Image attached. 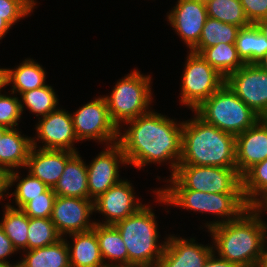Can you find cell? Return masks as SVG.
Returning <instances> with one entry per match:
<instances>
[{
  "instance_id": "cell-10",
  "label": "cell",
  "mask_w": 267,
  "mask_h": 267,
  "mask_svg": "<svg viewBox=\"0 0 267 267\" xmlns=\"http://www.w3.org/2000/svg\"><path fill=\"white\" fill-rule=\"evenodd\" d=\"M71 114L79 141L98 140L112 145L118 142L119 129L112 122L105 97H97Z\"/></svg>"
},
{
  "instance_id": "cell-2",
  "label": "cell",
  "mask_w": 267,
  "mask_h": 267,
  "mask_svg": "<svg viewBox=\"0 0 267 267\" xmlns=\"http://www.w3.org/2000/svg\"><path fill=\"white\" fill-rule=\"evenodd\" d=\"M261 217L250 206L237 219L209 228L214 253L239 267H255L267 243V223Z\"/></svg>"
},
{
  "instance_id": "cell-24",
  "label": "cell",
  "mask_w": 267,
  "mask_h": 267,
  "mask_svg": "<svg viewBox=\"0 0 267 267\" xmlns=\"http://www.w3.org/2000/svg\"><path fill=\"white\" fill-rule=\"evenodd\" d=\"M46 71L33 59H25L17 68L5 69V85L13 84L11 94L37 89L46 85Z\"/></svg>"
},
{
  "instance_id": "cell-14",
  "label": "cell",
  "mask_w": 267,
  "mask_h": 267,
  "mask_svg": "<svg viewBox=\"0 0 267 267\" xmlns=\"http://www.w3.org/2000/svg\"><path fill=\"white\" fill-rule=\"evenodd\" d=\"M94 212V201L77 197L57 196L54 202L51 221L58 233L67 234L86 232L93 229L95 222L90 221Z\"/></svg>"
},
{
  "instance_id": "cell-16",
  "label": "cell",
  "mask_w": 267,
  "mask_h": 267,
  "mask_svg": "<svg viewBox=\"0 0 267 267\" xmlns=\"http://www.w3.org/2000/svg\"><path fill=\"white\" fill-rule=\"evenodd\" d=\"M207 17L204 0H178L167 15L173 30L190 50L199 42Z\"/></svg>"
},
{
  "instance_id": "cell-40",
  "label": "cell",
  "mask_w": 267,
  "mask_h": 267,
  "mask_svg": "<svg viewBox=\"0 0 267 267\" xmlns=\"http://www.w3.org/2000/svg\"><path fill=\"white\" fill-rule=\"evenodd\" d=\"M203 267H239V266L223 258H220V257L218 258V256H215V253L213 252L209 256L208 260L203 265Z\"/></svg>"
},
{
  "instance_id": "cell-17",
  "label": "cell",
  "mask_w": 267,
  "mask_h": 267,
  "mask_svg": "<svg viewBox=\"0 0 267 267\" xmlns=\"http://www.w3.org/2000/svg\"><path fill=\"white\" fill-rule=\"evenodd\" d=\"M194 238L169 235L158 267H203L214 252L213 245H203Z\"/></svg>"
},
{
  "instance_id": "cell-23",
  "label": "cell",
  "mask_w": 267,
  "mask_h": 267,
  "mask_svg": "<svg viewBox=\"0 0 267 267\" xmlns=\"http://www.w3.org/2000/svg\"><path fill=\"white\" fill-rule=\"evenodd\" d=\"M93 230L96 232L99 248L106 267H119L128 265V252L121 234L114 225L95 223ZM111 262L107 264L105 262Z\"/></svg>"
},
{
  "instance_id": "cell-5",
  "label": "cell",
  "mask_w": 267,
  "mask_h": 267,
  "mask_svg": "<svg viewBox=\"0 0 267 267\" xmlns=\"http://www.w3.org/2000/svg\"><path fill=\"white\" fill-rule=\"evenodd\" d=\"M157 201L174 205L186 210L212 213L222 219L205 223L208 229L228 221L237 219L250 206L243 193H209L186 188H159L154 191Z\"/></svg>"
},
{
  "instance_id": "cell-18",
  "label": "cell",
  "mask_w": 267,
  "mask_h": 267,
  "mask_svg": "<svg viewBox=\"0 0 267 267\" xmlns=\"http://www.w3.org/2000/svg\"><path fill=\"white\" fill-rule=\"evenodd\" d=\"M267 159V118L236 136V170L242 177L251 167Z\"/></svg>"
},
{
  "instance_id": "cell-9",
  "label": "cell",
  "mask_w": 267,
  "mask_h": 267,
  "mask_svg": "<svg viewBox=\"0 0 267 267\" xmlns=\"http://www.w3.org/2000/svg\"><path fill=\"white\" fill-rule=\"evenodd\" d=\"M189 52L181 79L180 101L194 112L225 83V78L200 54Z\"/></svg>"
},
{
  "instance_id": "cell-50",
  "label": "cell",
  "mask_w": 267,
  "mask_h": 267,
  "mask_svg": "<svg viewBox=\"0 0 267 267\" xmlns=\"http://www.w3.org/2000/svg\"><path fill=\"white\" fill-rule=\"evenodd\" d=\"M119 267H150L146 265H125V266H119Z\"/></svg>"
},
{
  "instance_id": "cell-34",
  "label": "cell",
  "mask_w": 267,
  "mask_h": 267,
  "mask_svg": "<svg viewBox=\"0 0 267 267\" xmlns=\"http://www.w3.org/2000/svg\"><path fill=\"white\" fill-rule=\"evenodd\" d=\"M27 236V250L51 245L62 238L51 218L29 217Z\"/></svg>"
},
{
  "instance_id": "cell-8",
  "label": "cell",
  "mask_w": 267,
  "mask_h": 267,
  "mask_svg": "<svg viewBox=\"0 0 267 267\" xmlns=\"http://www.w3.org/2000/svg\"><path fill=\"white\" fill-rule=\"evenodd\" d=\"M169 187L209 193H243L242 177L236 168L178 165L170 175Z\"/></svg>"
},
{
  "instance_id": "cell-28",
  "label": "cell",
  "mask_w": 267,
  "mask_h": 267,
  "mask_svg": "<svg viewBox=\"0 0 267 267\" xmlns=\"http://www.w3.org/2000/svg\"><path fill=\"white\" fill-rule=\"evenodd\" d=\"M3 219L0 226L3 228L6 236L11 240L14 247L19 250L27 251V231L29 226V217L21 210L6 204Z\"/></svg>"
},
{
  "instance_id": "cell-35",
  "label": "cell",
  "mask_w": 267,
  "mask_h": 267,
  "mask_svg": "<svg viewBox=\"0 0 267 267\" xmlns=\"http://www.w3.org/2000/svg\"><path fill=\"white\" fill-rule=\"evenodd\" d=\"M57 195L53 188L27 202L21 210L30 218H51L54 202Z\"/></svg>"
},
{
  "instance_id": "cell-47",
  "label": "cell",
  "mask_w": 267,
  "mask_h": 267,
  "mask_svg": "<svg viewBox=\"0 0 267 267\" xmlns=\"http://www.w3.org/2000/svg\"><path fill=\"white\" fill-rule=\"evenodd\" d=\"M264 71L267 72V53L264 57L257 63Z\"/></svg>"
},
{
  "instance_id": "cell-37",
  "label": "cell",
  "mask_w": 267,
  "mask_h": 267,
  "mask_svg": "<svg viewBox=\"0 0 267 267\" xmlns=\"http://www.w3.org/2000/svg\"><path fill=\"white\" fill-rule=\"evenodd\" d=\"M18 98L0 92V125L8 129L18 127V120L21 119V103Z\"/></svg>"
},
{
  "instance_id": "cell-19",
  "label": "cell",
  "mask_w": 267,
  "mask_h": 267,
  "mask_svg": "<svg viewBox=\"0 0 267 267\" xmlns=\"http://www.w3.org/2000/svg\"><path fill=\"white\" fill-rule=\"evenodd\" d=\"M75 154L66 150L32 147L25 168L48 188H54L63 174L67 161Z\"/></svg>"
},
{
  "instance_id": "cell-11",
  "label": "cell",
  "mask_w": 267,
  "mask_h": 267,
  "mask_svg": "<svg viewBox=\"0 0 267 267\" xmlns=\"http://www.w3.org/2000/svg\"><path fill=\"white\" fill-rule=\"evenodd\" d=\"M225 83L261 118H267V72L257 64H244Z\"/></svg>"
},
{
  "instance_id": "cell-7",
  "label": "cell",
  "mask_w": 267,
  "mask_h": 267,
  "mask_svg": "<svg viewBox=\"0 0 267 267\" xmlns=\"http://www.w3.org/2000/svg\"><path fill=\"white\" fill-rule=\"evenodd\" d=\"M150 75L141 74L138 69L118 81L110 96H104L112 122L121 129L122 123L148 113L152 103ZM121 124V125H120Z\"/></svg>"
},
{
  "instance_id": "cell-44",
  "label": "cell",
  "mask_w": 267,
  "mask_h": 267,
  "mask_svg": "<svg viewBox=\"0 0 267 267\" xmlns=\"http://www.w3.org/2000/svg\"><path fill=\"white\" fill-rule=\"evenodd\" d=\"M258 30L265 36L267 39V18L261 19L254 23Z\"/></svg>"
},
{
  "instance_id": "cell-6",
  "label": "cell",
  "mask_w": 267,
  "mask_h": 267,
  "mask_svg": "<svg viewBox=\"0 0 267 267\" xmlns=\"http://www.w3.org/2000/svg\"><path fill=\"white\" fill-rule=\"evenodd\" d=\"M194 111L206 123L235 137L261 119L226 83Z\"/></svg>"
},
{
  "instance_id": "cell-42",
  "label": "cell",
  "mask_w": 267,
  "mask_h": 267,
  "mask_svg": "<svg viewBox=\"0 0 267 267\" xmlns=\"http://www.w3.org/2000/svg\"><path fill=\"white\" fill-rule=\"evenodd\" d=\"M11 26L7 23V16L0 15V40L7 34Z\"/></svg>"
},
{
  "instance_id": "cell-39",
  "label": "cell",
  "mask_w": 267,
  "mask_h": 267,
  "mask_svg": "<svg viewBox=\"0 0 267 267\" xmlns=\"http://www.w3.org/2000/svg\"><path fill=\"white\" fill-rule=\"evenodd\" d=\"M17 253V249L12 244L11 240L4 233L3 228L0 226V263H8L7 257Z\"/></svg>"
},
{
  "instance_id": "cell-12",
  "label": "cell",
  "mask_w": 267,
  "mask_h": 267,
  "mask_svg": "<svg viewBox=\"0 0 267 267\" xmlns=\"http://www.w3.org/2000/svg\"><path fill=\"white\" fill-rule=\"evenodd\" d=\"M65 110L57 108L41 117L42 119L39 117V122L35 125L37 138H32L33 147H37V142L42 141L44 145L39 146V149L66 150L77 153L73 143L79 140L74 131L71 113Z\"/></svg>"
},
{
  "instance_id": "cell-3",
  "label": "cell",
  "mask_w": 267,
  "mask_h": 267,
  "mask_svg": "<svg viewBox=\"0 0 267 267\" xmlns=\"http://www.w3.org/2000/svg\"><path fill=\"white\" fill-rule=\"evenodd\" d=\"M183 121L178 165L236 168V137L206 123L196 113Z\"/></svg>"
},
{
  "instance_id": "cell-49",
  "label": "cell",
  "mask_w": 267,
  "mask_h": 267,
  "mask_svg": "<svg viewBox=\"0 0 267 267\" xmlns=\"http://www.w3.org/2000/svg\"><path fill=\"white\" fill-rule=\"evenodd\" d=\"M7 127L0 125V140L2 139L3 135L8 131Z\"/></svg>"
},
{
  "instance_id": "cell-46",
  "label": "cell",
  "mask_w": 267,
  "mask_h": 267,
  "mask_svg": "<svg viewBox=\"0 0 267 267\" xmlns=\"http://www.w3.org/2000/svg\"><path fill=\"white\" fill-rule=\"evenodd\" d=\"M5 86V68H0V90Z\"/></svg>"
},
{
  "instance_id": "cell-36",
  "label": "cell",
  "mask_w": 267,
  "mask_h": 267,
  "mask_svg": "<svg viewBox=\"0 0 267 267\" xmlns=\"http://www.w3.org/2000/svg\"><path fill=\"white\" fill-rule=\"evenodd\" d=\"M35 0H0V15L7 16V23L12 27L21 18L33 12Z\"/></svg>"
},
{
  "instance_id": "cell-15",
  "label": "cell",
  "mask_w": 267,
  "mask_h": 267,
  "mask_svg": "<svg viewBox=\"0 0 267 267\" xmlns=\"http://www.w3.org/2000/svg\"><path fill=\"white\" fill-rule=\"evenodd\" d=\"M132 183L121 180L94 200V212L105 216V221L95 222L103 225H114L136 213L144 204L135 200Z\"/></svg>"
},
{
  "instance_id": "cell-29",
  "label": "cell",
  "mask_w": 267,
  "mask_h": 267,
  "mask_svg": "<svg viewBox=\"0 0 267 267\" xmlns=\"http://www.w3.org/2000/svg\"><path fill=\"white\" fill-rule=\"evenodd\" d=\"M240 27L207 17L199 42L193 48H208L219 43L235 44Z\"/></svg>"
},
{
  "instance_id": "cell-1",
  "label": "cell",
  "mask_w": 267,
  "mask_h": 267,
  "mask_svg": "<svg viewBox=\"0 0 267 267\" xmlns=\"http://www.w3.org/2000/svg\"><path fill=\"white\" fill-rule=\"evenodd\" d=\"M128 129H119L118 144L122 147L128 165L141 169L148 163L168 162L171 175L181 159L183 122L150 111L129 120ZM162 162V163H161ZM171 162V163H170Z\"/></svg>"
},
{
  "instance_id": "cell-4",
  "label": "cell",
  "mask_w": 267,
  "mask_h": 267,
  "mask_svg": "<svg viewBox=\"0 0 267 267\" xmlns=\"http://www.w3.org/2000/svg\"><path fill=\"white\" fill-rule=\"evenodd\" d=\"M155 217L151 206L143 205L133 215L114 224L126 246L128 265L158 267L166 238L159 244Z\"/></svg>"
},
{
  "instance_id": "cell-31",
  "label": "cell",
  "mask_w": 267,
  "mask_h": 267,
  "mask_svg": "<svg viewBox=\"0 0 267 267\" xmlns=\"http://www.w3.org/2000/svg\"><path fill=\"white\" fill-rule=\"evenodd\" d=\"M208 17L240 28L251 23L248 21L240 0H205Z\"/></svg>"
},
{
  "instance_id": "cell-21",
  "label": "cell",
  "mask_w": 267,
  "mask_h": 267,
  "mask_svg": "<svg viewBox=\"0 0 267 267\" xmlns=\"http://www.w3.org/2000/svg\"><path fill=\"white\" fill-rule=\"evenodd\" d=\"M68 236L73 240L67 242L71 267H106L93 229Z\"/></svg>"
},
{
  "instance_id": "cell-41",
  "label": "cell",
  "mask_w": 267,
  "mask_h": 267,
  "mask_svg": "<svg viewBox=\"0 0 267 267\" xmlns=\"http://www.w3.org/2000/svg\"><path fill=\"white\" fill-rule=\"evenodd\" d=\"M7 189V173L0 167V199L3 200Z\"/></svg>"
},
{
  "instance_id": "cell-26",
  "label": "cell",
  "mask_w": 267,
  "mask_h": 267,
  "mask_svg": "<svg viewBox=\"0 0 267 267\" xmlns=\"http://www.w3.org/2000/svg\"><path fill=\"white\" fill-rule=\"evenodd\" d=\"M200 54L225 79L245 63L238 56L235 44L219 43L208 48H192Z\"/></svg>"
},
{
  "instance_id": "cell-25",
  "label": "cell",
  "mask_w": 267,
  "mask_h": 267,
  "mask_svg": "<svg viewBox=\"0 0 267 267\" xmlns=\"http://www.w3.org/2000/svg\"><path fill=\"white\" fill-rule=\"evenodd\" d=\"M26 252V253H24ZM23 267H71L67 238L45 247L23 251Z\"/></svg>"
},
{
  "instance_id": "cell-38",
  "label": "cell",
  "mask_w": 267,
  "mask_h": 267,
  "mask_svg": "<svg viewBox=\"0 0 267 267\" xmlns=\"http://www.w3.org/2000/svg\"><path fill=\"white\" fill-rule=\"evenodd\" d=\"M240 3L251 24L267 18V0H240Z\"/></svg>"
},
{
  "instance_id": "cell-22",
  "label": "cell",
  "mask_w": 267,
  "mask_h": 267,
  "mask_svg": "<svg viewBox=\"0 0 267 267\" xmlns=\"http://www.w3.org/2000/svg\"><path fill=\"white\" fill-rule=\"evenodd\" d=\"M32 147V137L21 135L17 128L9 129L0 140V167L6 173L25 168Z\"/></svg>"
},
{
  "instance_id": "cell-43",
  "label": "cell",
  "mask_w": 267,
  "mask_h": 267,
  "mask_svg": "<svg viewBox=\"0 0 267 267\" xmlns=\"http://www.w3.org/2000/svg\"><path fill=\"white\" fill-rule=\"evenodd\" d=\"M255 267H267V246L266 243L263 247L261 255Z\"/></svg>"
},
{
  "instance_id": "cell-27",
  "label": "cell",
  "mask_w": 267,
  "mask_h": 267,
  "mask_svg": "<svg viewBox=\"0 0 267 267\" xmlns=\"http://www.w3.org/2000/svg\"><path fill=\"white\" fill-rule=\"evenodd\" d=\"M235 46L245 64H257L267 53V39L255 24L239 29Z\"/></svg>"
},
{
  "instance_id": "cell-45",
  "label": "cell",
  "mask_w": 267,
  "mask_h": 267,
  "mask_svg": "<svg viewBox=\"0 0 267 267\" xmlns=\"http://www.w3.org/2000/svg\"><path fill=\"white\" fill-rule=\"evenodd\" d=\"M253 207L261 214L263 210L267 211V194L263 196Z\"/></svg>"
},
{
  "instance_id": "cell-20",
  "label": "cell",
  "mask_w": 267,
  "mask_h": 267,
  "mask_svg": "<svg viewBox=\"0 0 267 267\" xmlns=\"http://www.w3.org/2000/svg\"><path fill=\"white\" fill-rule=\"evenodd\" d=\"M75 153L66 163L53 191L57 196L89 199L87 165Z\"/></svg>"
},
{
  "instance_id": "cell-30",
  "label": "cell",
  "mask_w": 267,
  "mask_h": 267,
  "mask_svg": "<svg viewBox=\"0 0 267 267\" xmlns=\"http://www.w3.org/2000/svg\"><path fill=\"white\" fill-rule=\"evenodd\" d=\"M19 180L16 185L15 191L7 196H15V204L18 206L17 209H21L27 202L40 196L44 193L48 187L40 181L37 177H34L30 173L26 177L20 179V174L13 170L7 173V189L11 188Z\"/></svg>"
},
{
  "instance_id": "cell-48",
  "label": "cell",
  "mask_w": 267,
  "mask_h": 267,
  "mask_svg": "<svg viewBox=\"0 0 267 267\" xmlns=\"http://www.w3.org/2000/svg\"><path fill=\"white\" fill-rule=\"evenodd\" d=\"M0 267H23L22 264L18 261L16 264L12 263L10 264V262L8 263H0Z\"/></svg>"
},
{
  "instance_id": "cell-13",
  "label": "cell",
  "mask_w": 267,
  "mask_h": 267,
  "mask_svg": "<svg viewBox=\"0 0 267 267\" xmlns=\"http://www.w3.org/2000/svg\"><path fill=\"white\" fill-rule=\"evenodd\" d=\"M97 155L87 165L89 199L93 201L122 180L119 178L120 163L128 165L118 143L108 145Z\"/></svg>"
},
{
  "instance_id": "cell-32",
  "label": "cell",
  "mask_w": 267,
  "mask_h": 267,
  "mask_svg": "<svg viewBox=\"0 0 267 267\" xmlns=\"http://www.w3.org/2000/svg\"><path fill=\"white\" fill-rule=\"evenodd\" d=\"M21 111L28 108L29 111L35 113L36 116H46L50 112L57 109L59 104L57 95L52 86L45 85L43 87L23 92L20 95ZM23 103V104H22Z\"/></svg>"
},
{
  "instance_id": "cell-33",
  "label": "cell",
  "mask_w": 267,
  "mask_h": 267,
  "mask_svg": "<svg viewBox=\"0 0 267 267\" xmlns=\"http://www.w3.org/2000/svg\"><path fill=\"white\" fill-rule=\"evenodd\" d=\"M242 192L249 206H254L267 194V159L255 164L242 176Z\"/></svg>"
}]
</instances>
